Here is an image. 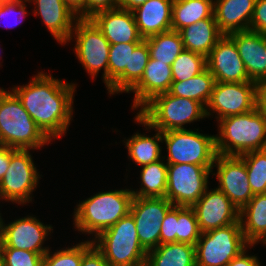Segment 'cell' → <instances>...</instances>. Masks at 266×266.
Returning a JSON list of instances; mask_svg holds the SVG:
<instances>
[{
	"mask_svg": "<svg viewBox=\"0 0 266 266\" xmlns=\"http://www.w3.org/2000/svg\"><path fill=\"white\" fill-rule=\"evenodd\" d=\"M134 121L144 126L145 130H154L157 133L154 134L153 137H150L146 134L143 135L137 132L130 138L126 139L124 145L128 150V156L131 158L130 160L141 167L162 159V146L159 144L163 143L162 132L153 129L138 113H136Z\"/></svg>",
	"mask_w": 266,
	"mask_h": 266,
	"instance_id": "24",
	"label": "cell"
},
{
	"mask_svg": "<svg viewBox=\"0 0 266 266\" xmlns=\"http://www.w3.org/2000/svg\"><path fill=\"white\" fill-rule=\"evenodd\" d=\"M118 8V0H86V19H91L96 13Z\"/></svg>",
	"mask_w": 266,
	"mask_h": 266,
	"instance_id": "42",
	"label": "cell"
},
{
	"mask_svg": "<svg viewBox=\"0 0 266 266\" xmlns=\"http://www.w3.org/2000/svg\"><path fill=\"white\" fill-rule=\"evenodd\" d=\"M172 206L165 197L134 196L130 214L135 220L139 242L147 252L160 245L162 220Z\"/></svg>",
	"mask_w": 266,
	"mask_h": 266,
	"instance_id": "14",
	"label": "cell"
},
{
	"mask_svg": "<svg viewBox=\"0 0 266 266\" xmlns=\"http://www.w3.org/2000/svg\"><path fill=\"white\" fill-rule=\"evenodd\" d=\"M146 1L147 0H118V7L125 10L133 11Z\"/></svg>",
	"mask_w": 266,
	"mask_h": 266,
	"instance_id": "48",
	"label": "cell"
},
{
	"mask_svg": "<svg viewBox=\"0 0 266 266\" xmlns=\"http://www.w3.org/2000/svg\"><path fill=\"white\" fill-rule=\"evenodd\" d=\"M30 149L11 148L9 168L0 181V199L25 205L32 202V192L39 184V172Z\"/></svg>",
	"mask_w": 266,
	"mask_h": 266,
	"instance_id": "10",
	"label": "cell"
},
{
	"mask_svg": "<svg viewBox=\"0 0 266 266\" xmlns=\"http://www.w3.org/2000/svg\"><path fill=\"white\" fill-rule=\"evenodd\" d=\"M169 130L162 133L167 149V164H195L213 167L217 156L215 135L198 129Z\"/></svg>",
	"mask_w": 266,
	"mask_h": 266,
	"instance_id": "7",
	"label": "cell"
},
{
	"mask_svg": "<svg viewBox=\"0 0 266 266\" xmlns=\"http://www.w3.org/2000/svg\"><path fill=\"white\" fill-rule=\"evenodd\" d=\"M77 14L79 19H86V0H63Z\"/></svg>",
	"mask_w": 266,
	"mask_h": 266,
	"instance_id": "47",
	"label": "cell"
},
{
	"mask_svg": "<svg viewBox=\"0 0 266 266\" xmlns=\"http://www.w3.org/2000/svg\"><path fill=\"white\" fill-rule=\"evenodd\" d=\"M139 43L110 44L108 58V94L127 93L129 91L130 51Z\"/></svg>",
	"mask_w": 266,
	"mask_h": 266,
	"instance_id": "27",
	"label": "cell"
},
{
	"mask_svg": "<svg viewBox=\"0 0 266 266\" xmlns=\"http://www.w3.org/2000/svg\"><path fill=\"white\" fill-rule=\"evenodd\" d=\"M26 2L27 0H0V20L6 17L8 18L9 16L10 18L11 16L16 17V20H14L15 18L13 19L14 23H6L7 25L4 26V24L2 27L13 28L22 23L23 20L21 19L27 15ZM1 25L2 24H0V26Z\"/></svg>",
	"mask_w": 266,
	"mask_h": 266,
	"instance_id": "39",
	"label": "cell"
},
{
	"mask_svg": "<svg viewBox=\"0 0 266 266\" xmlns=\"http://www.w3.org/2000/svg\"><path fill=\"white\" fill-rule=\"evenodd\" d=\"M11 160V147L0 144V181L6 174Z\"/></svg>",
	"mask_w": 266,
	"mask_h": 266,
	"instance_id": "46",
	"label": "cell"
},
{
	"mask_svg": "<svg viewBox=\"0 0 266 266\" xmlns=\"http://www.w3.org/2000/svg\"><path fill=\"white\" fill-rule=\"evenodd\" d=\"M92 241L109 266H145L147 251L139 242L135 220L130 213Z\"/></svg>",
	"mask_w": 266,
	"mask_h": 266,
	"instance_id": "5",
	"label": "cell"
},
{
	"mask_svg": "<svg viewBox=\"0 0 266 266\" xmlns=\"http://www.w3.org/2000/svg\"><path fill=\"white\" fill-rule=\"evenodd\" d=\"M165 158L166 155L156 162L141 166V188L136 191L131 189L134 196L149 198L165 197L168 177V164L165 163Z\"/></svg>",
	"mask_w": 266,
	"mask_h": 266,
	"instance_id": "31",
	"label": "cell"
},
{
	"mask_svg": "<svg viewBox=\"0 0 266 266\" xmlns=\"http://www.w3.org/2000/svg\"><path fill=\"white\" fill-rule=\"evenodd\" d=\"M212 169L195 164L168 165L165 198L174 206L192 207L208 188Z\"/></svg>",
	"mask_w": 266,
	"mask_h": 266,
	"instance_id": "11",
	"label": "cell"
},
{
	"mask_svg": "<svg viewBox=\"0 0 266 266\" xmlns=\"http://www.w3.org/2000/svg\"><path fill=\"white\" fill-rule=\"evenodd\" d=\"M133 198L130 189H116L98 192L79 202L74 208L75 229L82 234H94L93 239L96 238L130 213Z\"/></svg>",
	"mask_w": 266,
	"mask_h": 266,
	"instance_id": "2",
	"label": "cell"
},
{
	"mask_svg": "<svg viewBox=\"0 0 266 266\" xmlns=\"http://www.w3.org/2000/svg\"><path fill=\"white\" fill-rule=\"evenodd\" d=\"M0 266H3V255H2L1 243H0Z\"/></svg>",
	"mask_w": 266,
	"mask_h": 266,
	"instance_id": "49",
	"label": "cell"
},
{
	"mask_svg": "<svg viewBox=\"0 0 266 266\" xmlns=\"http://www.w3.org/2000/svg\"><path fill=\"white\" fill-rule=\"evenodd\" d=\"M254 81L225 83L215 82L211 98L206 106V116L216 113L217 122L228 116L243 114L256 108ZM212 111V112H211Z\"/></svg>",
	"mask_w": 266,
	"mask_h": 266,
	"instance_id": "12",
	"label": "cell"
},
{
	"mask_svg": "<svg viewBox=\"0 0 266 266\" xmlns=\"http://www.w3.org/2000/svg\"><path fill=\"white\" fill-rule=\"evenodd\" d=\"M214 84V76L206 67L201 73L186 81H173L168 92L174 96L193 99L206 108Z\"/></svg>",
	"mask_w": 266,
	"mask_h": 266,
	"instance_id": "30",
	"label": "cell"
},
{
	"mask_svg": "<svg viewBox=\"0 0 266 266\" xmlns=\"http://www.w3.org/2000/svg\"><path fill=\"white\" fill-rule=\"evenodd\" d=\"M248 245L240 221L203 232L195 244L196 266H226Z\"/></svg>",
	"mask_w": 266,
	"mask_h": 266,
	"instance_id": "8",
	"label": "cell"
},
{
	"mask_svg": "<svg viewBox=\"0 0 266 266\" xmlns=\"http://www.w3.org/2000/svg\"><path fill=\"white\" fill-rule=\"evenodd\" d=\"M173 82L170 65L149 58L141 79L127 92H133L132 109L140 110L155 96L167 93Z\"/></svg>",
	"mask_w": 266,
	"mask_h": 266,
	"instance_id": "21",
	"label": "cell"
},
{
	"mask_svg": "<svg viewBox=\"0 0 266 266\" xmlns=\"http://www.w3.org/2000/svg\"><path fill=\"white\" fill-rule=\"evenodd\" d=\"M217 167L218 189L222 191L240 211L254 196L244 160L240 156L217 154L213 168Z\"/></svg>",
	"mask_w": 266,
	"mask_h": 266,
	"instance_id": "15",
	"label": "cell"
},
{
	"mask_svg": "<svg viewBox=\"0 0 266 266\" xmlns=\"http://www.w3.org/2000/svg\"><path fill=\"white\" fill-rule=\"evenodd\" d=\"M178 221V206H172L162 220L160 245L176 242V222Z\"/></svg>",
	"mask_w": 266,
	"mask_h": 266,
	"instance_id": "40",
	"label": "cell"
},
{
	"mask_svg": "<svg viewBox=\"0 0 266 266\" xmlns=\"http://www.w3.org/2000/svg\"><path fill=\"white\" fill-rule=\"evenodd\" d=\"M256 108L266 116V79L257 83Z\"/></svg>",
	"mask_w": 266,
	"mask_h": 266,
	"instance_id": "45",
	"label": "cell"
},
{
	"mask_svg": "<svg viewBox=\"0 0 266 266\" xmlns=\"http://www.w3.org/2000/svg\"><path fill=\"white\" fill-rule=\"evenodd\" d=\"M201 233L226 227L239 221V210L218 188L206 189L192 206Z\"/></svg>",
	"mask_w": 266,
	"mask_h": 266,
	"instance_id": "16",
	"label": "cell"
},
{
	"mask_svg": "<svg viewBox=\"0 0 266 266\" xmlns=\"http://www.w3.org/2000/svg\"><path fill=\"white\" fill-rule=\"evenodd\" d=\"M34 2V15L40 16L54 39L60 44L70 43L75 22L79 19L63 0H27Z\"/></svg>",
	"mask_w": 266,
	"mask_h": 266,
	"instance_id": "20",
	"label": "cell"
},
{
	"mask_svg": "<svg viewBox=\"0 0 266 266\" xmlns=\"http://www.w3.org/2000/svg\"><path fill=\"white\" fill-rule=\"evenodd\" d=\"M239 221L246 242L266 243V194H255L240 210Z\"/></svg>",
	"mask_w": 266,
	"mask_h": 266,
	"instance_id": "26",
	"label": "cell"
},
{
	"mask_svg": "<svg viewBox=\"0 0 266 266\" xmlns=\"http://www.w3.org/2000/svg\"><path fill=\"white\" fill-rule=\"evenodd\" d=\"M254 245H248L242 252H240L235 258H233L226 266H260L259 259L256 255H249L247 253L248 248H252Z\"/></svg>",
	"mask_w": 266,
	"mask_h": 266,
	"instance_id": "44",
	"label": "cell"
},
{
	"mask_svg": "<svg viewBox=\"0 0 266 266\" xmlns=\"http://www.w3.org/2000/svg\"><path fill=\"white\" fill-rule=\"evenodd\" d=\"M145 266H196L195 246L165 243L147 252Z\"/></svg>",
	"mask_w": 266,
	"mask_h": 266,
	"instance_id": "28",
	"label": "cell"
},
{
	"mask_svg": "<svg viewBox=\"0 0 266 266\" xmlns=\"http://www.w3.org/2000/svg\"><path fill=\"white\" fill-rule=\"evenodd\" d=\"M201 235L197 217L192 207L178 206L176 222V242L194 245Z\"/></svg>",
	"mask_w": 266,
	"mask_h": 266,
	"instance_id": "36",
	"label": "cell"
},
{
	"mask_svg": "<svg viewBox=\"0 0 266 266\" xmlns=\"http://www.w3.org/2000/svg\"><path fill=\"white\" fill-rule=\"evenodd\" d=\"M207 67L206 58L198 53L183 50L171 65L173 81H186Z\"/></svg>",
	"mask_w": 266,
	"mask_h": 266,
	"instance_id": "34",
	"label": "cell"
},
{
	"mask_svg": "<svg viewBox=\"0 0 266 266\" xmlns=\"http://www.w3.org/2000/svg\"><path fill=\"white\" fill-rule=\"evenodd\" d=\"M92 240L80 242L73 247L56 250L51 249L43 256L42 266H80L83 255L93 246Z\"/></svg>",
	"mask_w": 266,
	"mask_h": 266,
	"instance_id": "35",
	"label": "cell"
},
{
	"mask_svg": "<svg viewBox=\"0 0 266 266\" xmlns=\"http://www.w3.org/2000/svg\"><path fill=\"white\" fill-rule=\"evenodd\" d=\"M217 154L240 156L266 149V116L257 108L218 121Z\"/></svg>",
	"mask_w": 266,
	"mask_h": 266,
	"instance_id": "3",
	"label": "cell"
},
{
	"mask_svg": "<svg viewBox=\"0 0 266 266\" xmlns=\"http://www.w3.org/2000/svg\"><path fill=\"white\" fill-rule=\"evenodd\" d=\"M74 83L55 79L46 72L37 75L24 86L12 87L24 109L36 125L52 141L66 134L73 118Z\"/></svg>",
	"mask_w": 266,
	"mask_h": 266,
	"instance_id": "1",
	"label": "cell"
},
{
	"mask_svg": "<svg viewBox=\"0 0 266 266\" xmlns=\"http://www.w3.org/2000/svg\"><path fill=\"white\" fill-rule=\"evenodd\" d=\"M228 36L235 42L249 79L256 83L266 79V35L247 30Z\"/></svg>",
	"mask_w": 266,
	"mask_h": 266,
	"instance_id": "19",
	"label": "cell"
},
{
	"mask_svg": "<svg viewBox=\"0 0 266 266\" xmlns=\"http://www.w3.org/2000/svg\"><path fill=\"white\" fill-rule=\"evenodd\" d=\"M150 52V58L167 65H172L178 55L184 50V45L178 31H167L145 38Z\"/></svg>",
	"mask_w": 266,
	"mask_h": 266,
	"instance_id": "32",
	"label": "cell"
},
{
	"mask_svg": "<svg viewBox=\"0 0 266 266\" xmlns=\"http://www.w3.org/2000/svg\"><path fill=\"white\" fill-rule=\"evenodd\" d=\"M214 14V0H174L172 6L173 31L211 18Z\"/></svg>",
	"mask_w": 266,
	"mask_h": 266,
	"instance_id": "29",
	"label": "cell"
},
{
	"mask_svg": "<svg viewBox=\"0 0 266 266\" xmlns=\"http://www.w3.org/2000/svg\"><path fill=\"white\" fill-rule=\"evenodd\" d=\"M244 160L253 194H266V149L240 155Z\"/></svg>",
	"mask_w": 266,
	"mask_h": 266,
	"instance_id": "33",
	"label": "cell"
},
{
	"mask_svg": "<svg viewBox=\"0 0 266 266\" xmlns=\"http://www.w3.org/2000/svg\"><path fill=\"white\" fill-rule=\"evenodd\" d=\"M184 49L207 58L217 41L223 36L214 18H207L180 29Z\"/></svg>",
	"mask_w": 266,
	"mask_h": 266,
	"instance_id": "25",
	"label": "cell"
},
{
	"mask_svg": "<svg viewBox=\"0 0 266 266\" xmlns=\"http://www.w3.org/2000/svg\"><path fill=\"white\" fill-rule=\"evenodd\" d=\"M137 112L153 129L162 133L186 129L185 125L206 118V108L193 99L171 95L155 96ZM184 125V126H183Z\"/></svg>",
	"mask_w": 266,
	"mask_h": 266,
	"instance_id": "6",
	"label": "cell"
},
{
	"mask_svg": "<svg viewBox=\"0 0 266 266\" xmlns=\"http://www.w3.org/2000/svg\"><path fill=\"white\" fill-rule=\"evenodd\" d=\"M53 227L45 225L37 217L26 216L5 224L0 213L1 248L23 249L46 254L50 248L43 246Z\"/></svg>",
	"mask_w": 266,
	"mask_h": 266,
	"instance_id": "13",
	"label": "cell"
},
{
	"mask_svg": "<svg viewBox=\"0 0 266 266\" xmlns=\"http://www.w3.org/2000/svg\"><path fill=\"white\" fill-rule=\"evenodd\" d=\"M2 255L3 266H42L45 254L23 249L2 248Z\"/></svg>",
	"mask_w": 266,
	"mask_h": 266,
	"instance_id": "38",
	"label": "cell"
},
{
	"mask_svg": "<svg viewBox=\"0 0 266 266\" xmlns=\"http://www.w3.org/2000/svg\"><path fill=\"white\" fill-rule=\"evenodd\" d=\"M80 266H109L103 254L93 245L82 257Z\"/></svg>",
	"mask_w": 266,
	"mask_h": 266,
	"instance_id": "43",
	"label": "cell"
},
{
	"mask_svg": "<svg viewBox=\"0 0 266 266\" xmlns=\"http://www.w3.org/2000/svg\"><path fill=\"white\" fill-rule=\"evenodd\" d=\"M174 0H147L132 11L140 35L145 39L172 30Z\"/></svg>",
	"mask_w": 266,
	"mask_h": 266,
	"instance_id": "23",
	"label": "cell"
},
{
	"mask_svg": "<svg viewBox=\"0 0 266 266\" xmlns=\"http://www.w3.org/2000/svg\"><path fill=\"white\" fill-rule=\"evenodd\" d=\"M207 68L214 76L215 82L238 83L249 82L245 65L238 54L235 42L223 35L206 58Z\"/></svg>",
	"mask_w": 266,
	"mask_h": 266,
	"instance_id": "17",
	"label": "cell"
},
{
	"mask_svg": "<svg viewBox=\"0 0 266 266\" xmlns=\"http://www.w3.org/2000/svg\"><path fill=\"white\" fill-rule=\"evenodd\" d=\"M150 52L147 41L143 39L134 49L130 51L129 59V90L141 79L145 67L148 64Z\"/></svg>",
	"mask_w": 266,
	"mask_h": 266,
	"instance_id": "37",
	"label": "cell"
},
{
	"mask_svg": "<svg viewBox=\"0 0 266 266\" xmlns=\"http://www.w3.org/2000/svg\"><path fill=\"white\" fill-rule=\"evenodd\" d=\"M91 20L110 44L140 43V35L132 11L115 8L96 13Z\"/></svg>",
	"mask_w": 266,
	"mask_h": 266,
	"instance_id": "18",
	"label": "cell"
},
{
	"mask_svg": "<svg viewBox=\"0 0 266 266\" xmlns=\"http://www.w3.org/2000/svg\"><path fill=\"white\" fill-rule=\"evenodd\" d=\"M256 0H214V18L223 35L250 30Z\"/></svg>",
	"mask_w": 266,
	"mask_h": 266,
	"instance_id": "22",
	"label": "cell"
},
{
	"mask_svg": "<svg viewBox=\"0 0 266 266\" xmlns=\"http://www.w3.org/2000/svg\"><path fill=\"white\" fill-rule=\"evenodd\" d=\"M250 30L266 35V0H256Z\"/></svg>",
	"mask_w": 266,
	"mask_h": 266,
	"instance_id": "41",
	"label": "cell"
},
{
	"mask_svg": "<svg viewBox=\"0 0 266 266\" xmlns=\"http://www.w3.org/2000/svg\"><path fill=\"white\" fill-rule=\"evenodd\" d=\"M51 140L36 125L18 97L3 90L0 93V144L15 149L39 150Z\"/></svg>",
	"mask_w": 266,
	"mask_h": 266,
	"instance_id": "4",
	"label": "cell"
},
{
	"mask_svg": "<svg viewBox=\"0 0 266 266\" xmlns=\"http://www.w3.org/2000/svg\"><path fill=\"white\" fill-rule=\"evenodd\" d=\"M73 37L76 41L73 50L79 62L92 78L97 77L99 71L103 70V83L107 88L110 43L102 31L91 19H78L75 22L70 41Z\"/></svg>",
	"mask_w": 266,
	"mask_h": 266,
	"instance_id": "9",
	"label": "cell"
}]
</instances>
